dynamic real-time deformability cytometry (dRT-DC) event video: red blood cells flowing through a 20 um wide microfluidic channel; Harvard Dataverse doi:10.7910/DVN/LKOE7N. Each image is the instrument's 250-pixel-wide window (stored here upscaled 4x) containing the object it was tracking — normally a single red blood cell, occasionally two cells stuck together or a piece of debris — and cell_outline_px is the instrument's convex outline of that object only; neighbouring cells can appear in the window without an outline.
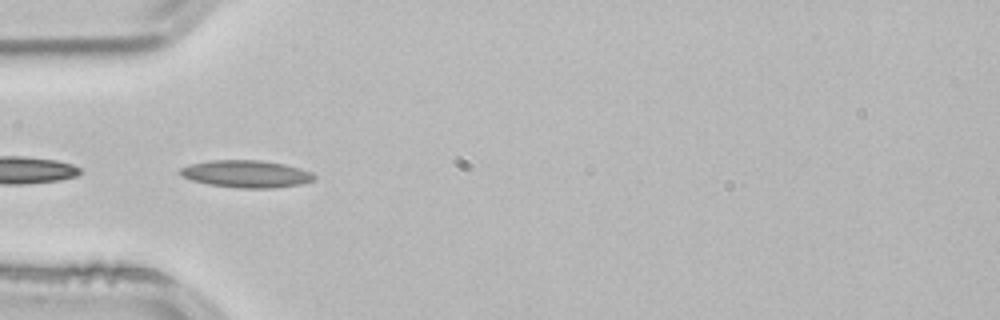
{"species": "common noctule bat (a hibernating species)", "species_latin": "Nyctalus noctula", "temperature_condition": "room temperature", "stored_images_in_passage": 8, "camera_frame_rate_fps": 3000, "um_per_image_px": 0.085, "animal": {"sex": "male", "body_mass_g": 21.5, "forearm_length_mm": 52.0}, "frame": {"image": 1, "passage_image": 5, "time_ms": 1.333, "image_size_px": [1000, 320], "cell_outline_px": [[316, 180], [300, 184], [272, 188], [240, 188], [208, 184], [192, 180], [180, 176], [180, 168], [192, 164], [212, 160], [260, 160], [284, 164], [300, 168], [312, 172], [316, 176]], "centroid_in_image_um": [20.96, 14.78], "position_along_channel_um": 64.0, "area_um2": 21.27}}